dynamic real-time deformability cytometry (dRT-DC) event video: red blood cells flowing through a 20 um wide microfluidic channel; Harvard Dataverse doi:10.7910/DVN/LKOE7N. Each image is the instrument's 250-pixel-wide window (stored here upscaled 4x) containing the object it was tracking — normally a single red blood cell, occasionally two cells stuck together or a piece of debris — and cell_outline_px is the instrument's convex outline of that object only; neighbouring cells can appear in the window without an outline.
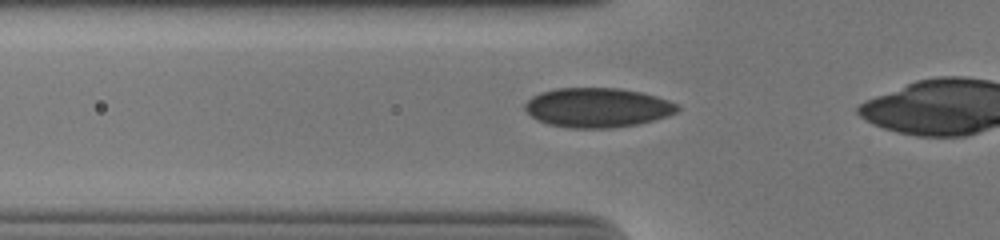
{"species": "human", "species_latin": "Homo sapiens", "temperature_condition": "cold", "stored_images_in_passage": 32, "camera_frame_rate_fps": 3000, "um_per_image_px": 0.085, "donor": {"sex": "male"}, "frame": {"image": 1, "passage_image": 7, "time_ms": 2.0, "image_size_px": [1000, 240], "cell_outline_px": [[680, 108], [676, 112], [668, 116], [640, 124], [612, 128], [568, 128], [548, 124], [532, 116], [524, 108], [524, 104], [532, 96], [540, 92], [556, 88], [620, 88], [640, 92], [656, 96], [680, 104]], "centroid_in_image_um": [50.81, 9.15], "position_along_channel_um": 75.0, "area_um2": 35.26}}
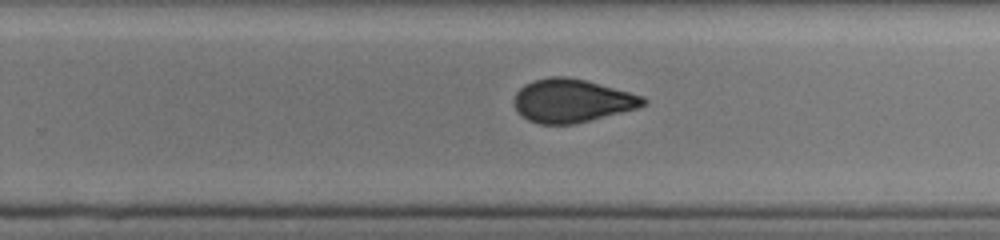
{"frame": {"image": 2, "passage_image": 23, "time_ms": 7.333, "image_size_px": [1000, 240], "cell_outline_px": [[648, 104], [636, 108], [572, 124], [540, 124], [528, 120], [520, 116], [512, 100], [516, 92], [524, 84], [532, 80], [552, 76], [568, 76], [584, 80], [644, 96], [648, 100]], "centroid_in_image_um": [48.57, 8.55], "position_along_channel_um": 281.2, "area_um2": 32.48}}
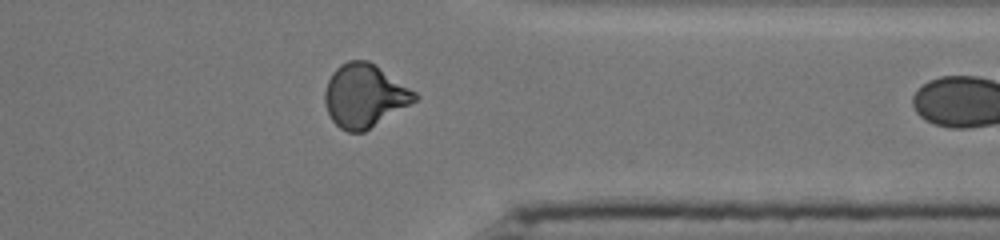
{"frame": {"image": 3, "passage_image": 31, "time_ms": 10.0, "image_size_px": [1000, 240], "cell_outline_px": [[420, 96], [416, 100], [364, 132], [348, 132], [340, 128], [332, 120], [328, 112], [324, 100], [324, 92], [328, 80], [332, 72], [340, 64], [348, 60], [368, 60], [416, 92]], "centroid_in_image_um": [30.95, 8.13], "position_along_channel_um": 380.4, "area_um2": 32.83}}